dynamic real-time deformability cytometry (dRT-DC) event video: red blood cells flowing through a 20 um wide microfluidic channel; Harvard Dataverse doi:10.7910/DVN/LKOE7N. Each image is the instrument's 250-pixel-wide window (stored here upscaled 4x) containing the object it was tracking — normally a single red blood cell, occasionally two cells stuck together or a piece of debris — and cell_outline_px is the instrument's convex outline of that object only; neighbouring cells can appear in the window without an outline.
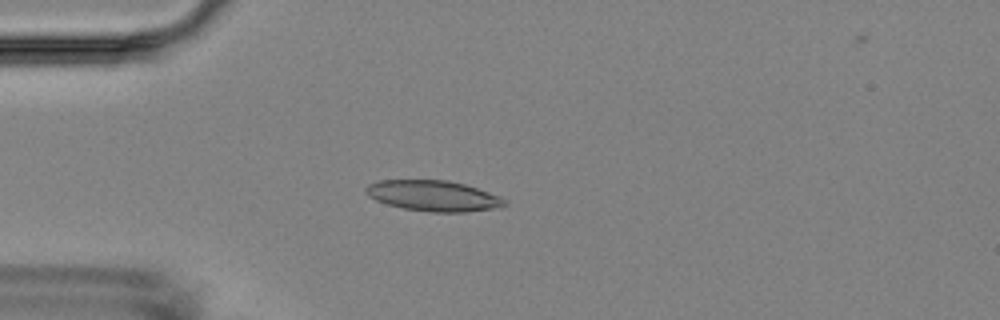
{"species": "Egyptian fruit bat (a non-hibernating species)", "species_latin": "Rousettus aegyptiacus", "temperature_condition": "room temperature", "stored_images_in_passage": 4, "camera_frame_rate_fps": 3000, "um_per_image_px": 0.085, "animal": {"sex": "female"}, "frame": {"image": 1, "passage_image": 3, "time_ms": 5.667, "image_size_px": [1000, 320], "cell_outline_px": [[508, 204], [504, 208], [468, 212], [428, 212], [404, 208], [388, 204], [376, 200], [368, 196], [364, 192], [364, 188], [368, 184], [380, 180], [448, 180], [464, 184], [500, 196]], "centroid_in_image_um": [36.86, 16.65], "position_along_channel_um": 48.1, "area_um2": 25.03}}